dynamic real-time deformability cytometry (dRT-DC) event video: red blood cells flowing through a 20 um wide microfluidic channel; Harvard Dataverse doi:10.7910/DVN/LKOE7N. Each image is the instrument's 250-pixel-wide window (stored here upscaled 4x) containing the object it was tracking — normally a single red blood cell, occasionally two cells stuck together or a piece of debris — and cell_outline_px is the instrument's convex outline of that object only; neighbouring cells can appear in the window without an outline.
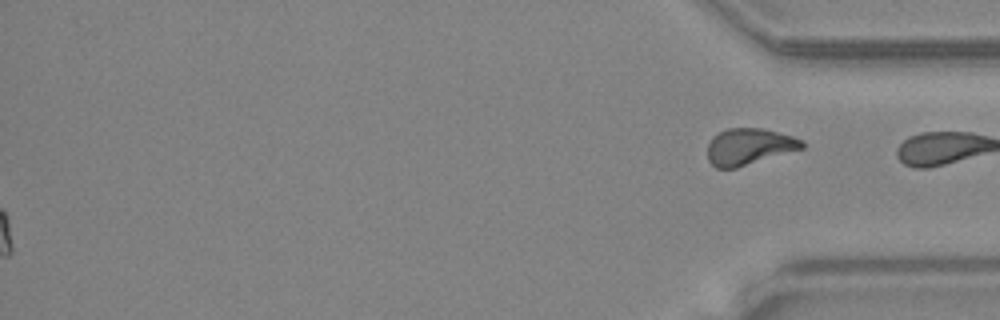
{"species": "common noctule bat (a hibernating species)", "species_latin": "Nyctalus noctula", "temperature_condition": "warm", "stored_images_in_passage": 33, "segment_of_instrument_passage": [2, 2], "camera_frame_rate_fps": 3000, "um_per_image_px": 0.085, "animal": {"sex": "female", "body_mass_g": 24.6, "forearm_length_mm": 56.2}, "frame": {"image": 1, "passage_image": 33, "time_ms": 10.667, "image_size_px": [1000, 320], "cell_outline_px": [[804, 148], [736, 168], [716, 168], [708, 160], [708, 144], [712, 136], [728, 128], [760, 128], [792, 136], [804, 140]], "centroid_in_image_um": [63.66, 12.46], "position_along_channel_um": 371.5, "area_um2": 20.0}}